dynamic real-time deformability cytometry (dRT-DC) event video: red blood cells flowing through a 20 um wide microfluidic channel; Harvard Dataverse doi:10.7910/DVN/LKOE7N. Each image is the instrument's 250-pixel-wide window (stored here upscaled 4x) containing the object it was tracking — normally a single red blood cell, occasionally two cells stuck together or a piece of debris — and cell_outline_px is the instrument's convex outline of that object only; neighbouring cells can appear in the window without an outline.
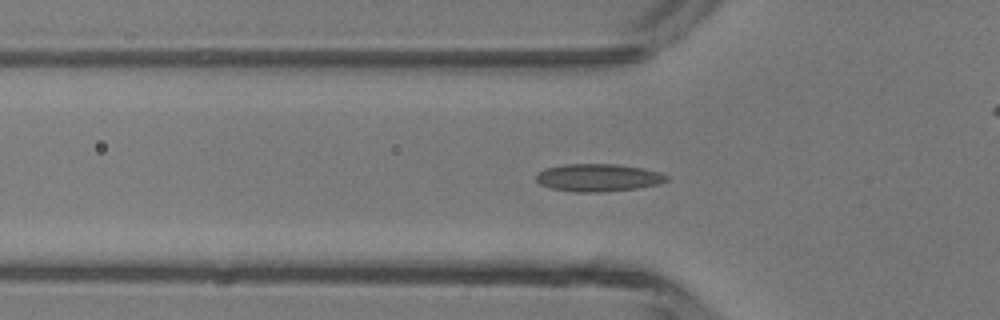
{"species": "common noctule bat (a hibernating species)", "species_latin": "Nyctalus noctula", "temperature_condition": "room temperature", "stored_images_in_passage": 34, "camera_frame_rate_fps": 3000, "um_per_image_px": 0.085, "animal": {"sex": "male", "body_mass_g": 13.3}, "frame": {"image": 1, "passage_image": 2, "time_ms": 0.333, "image_size_px": [1000, 320], "cell_outline_px": [[668, 180], [656, 184], [636, 188], [600, 192], [576, 192], [552, 188], [540, 184], [536, 180], [536, 176], [544, 168], [564, 164], [616, 164], [644, 168], [660, 172], [668, 176]], "centroid_in_image_um": [50.84, 15.09], "position_along_channel_um": 75.0, "area_um2": 20.87}}
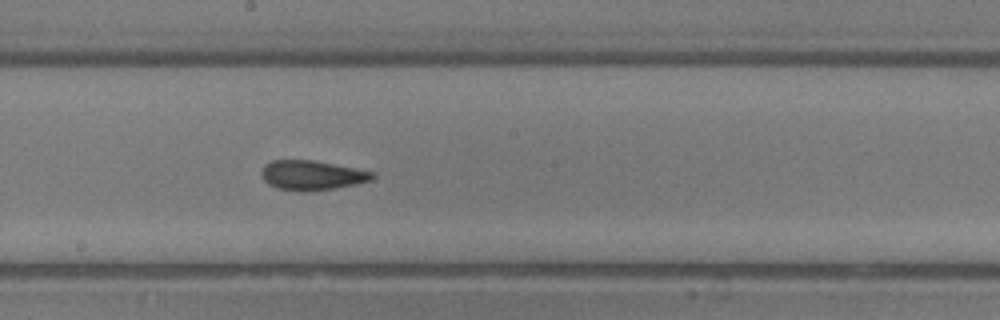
{"frame": {"image": 2, "passage_image": 12, "time_ms": 3.667, "image_size_px": [1000, 320], "cell_outline_px": [[376, 176], [372, 180], [356, 184], [336, 188], [308, 192], [300, 192], [276, 188], [268, 184], [264, 180], [260, 172], [264, 164], [272, 160], [312, 160], [356, 168], [376, 172]], "centroid_in_image_um": [26.52, 14.91], "position_along_channel_um": 221.7, "area_um2": 19.48}}
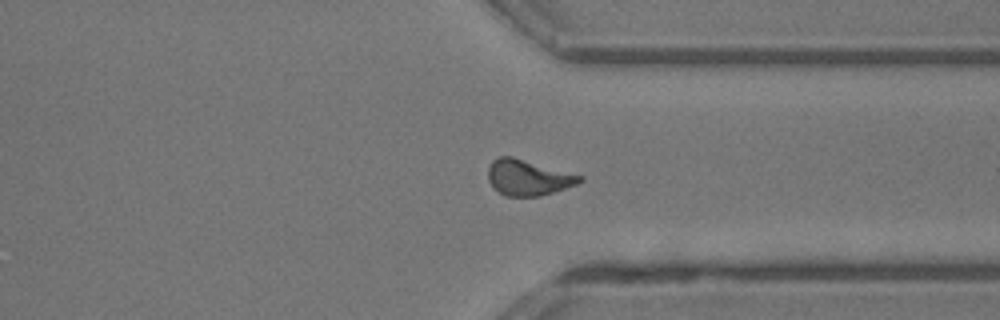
{"frame": {"image": 3, "passage_image": 22, "time_ms": 7.0, "image_size_px": [1000, 320], "cell_outline_px": [[584, 180], [576, 184], [540, 196], [504, 196], [492, 188], [488, 180], [488, 168], [492, 160], [500, 156], [512, 156], [584, 176]], "centroid_in_image_um": [44.85, 15.09], "position_along_channel_um": 366.5, "area_um2": 19.13}, "authors_computed_cell_mechanics": {"area_um2": 18.5538, "velocity_mm_per_s": 4.3763, "shape_relaxation_time_tau1_ms": null, "shape_relaxation_time_tau2_ms": 0.7318, "deformation_change_tau1": null, "deformation_change_tau2": 0.0732}}